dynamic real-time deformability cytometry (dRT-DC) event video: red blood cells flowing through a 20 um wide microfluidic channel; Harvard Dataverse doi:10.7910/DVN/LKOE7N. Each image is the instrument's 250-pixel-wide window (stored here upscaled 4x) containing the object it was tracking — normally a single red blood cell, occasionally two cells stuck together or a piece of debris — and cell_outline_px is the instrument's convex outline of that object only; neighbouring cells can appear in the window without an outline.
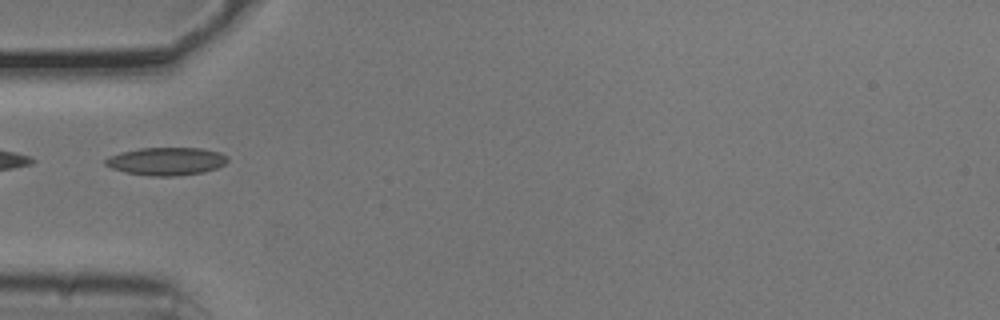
{"species": "common noctule bat (a hibernating species)", "species_latin": "Nyctalus noctula", "temperature_condition": "cold", "stored_images_in_passage": 34, "camera_frame_rate_fps": 3000, "um_per_image_px": 0.085, "animal": {"sex": "male", "body_mass_g": 20.5, "forearm_length_mm": 52.5}, "frame": {"image": 1, "passage_image": 1, "time_ms": 0.0, "image_size_px": [1000, 320], "cell_outline_px": [[228, 160], [224, 164], [216, 168], [204, 172], [172, 176], [152, 176], [128, 172], [112, 168], [104, 164], [104, 160], [108, 156], [120, 152], [140, 148], [200, 148], [220, 152], [228, 156]], "centroid_in_image_um": [14.14, 13.7], "position_along_channel_um": 70.9, "area_um2": 19.77}}
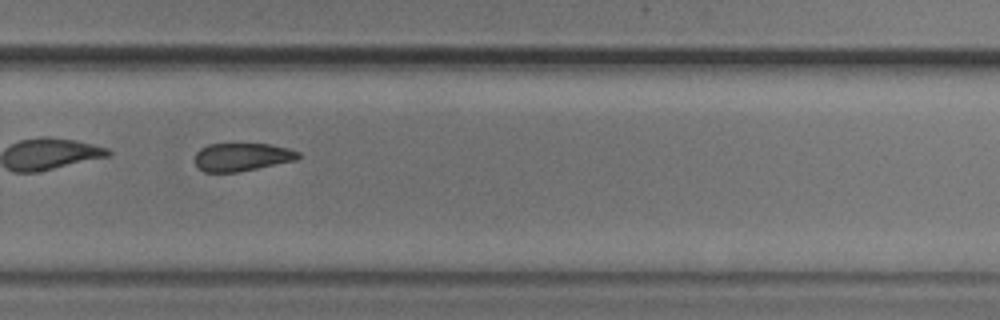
{"frame": {"image": 2, "passage_image": 20, "time_ms": 6.333, "image_size_px": [1000, 320], "cell_outline_px": [[300, 156], [296, 160], [240, 172], [204, 172], [196, 168], [196, 152], [200, 148], [208, 144], [272, 144], [288, 148], [300, 152]], "centroid_in_image_um": [20.56, 13.35], "position_along_channel_um": 309.2, "area_um2": 17.05}}